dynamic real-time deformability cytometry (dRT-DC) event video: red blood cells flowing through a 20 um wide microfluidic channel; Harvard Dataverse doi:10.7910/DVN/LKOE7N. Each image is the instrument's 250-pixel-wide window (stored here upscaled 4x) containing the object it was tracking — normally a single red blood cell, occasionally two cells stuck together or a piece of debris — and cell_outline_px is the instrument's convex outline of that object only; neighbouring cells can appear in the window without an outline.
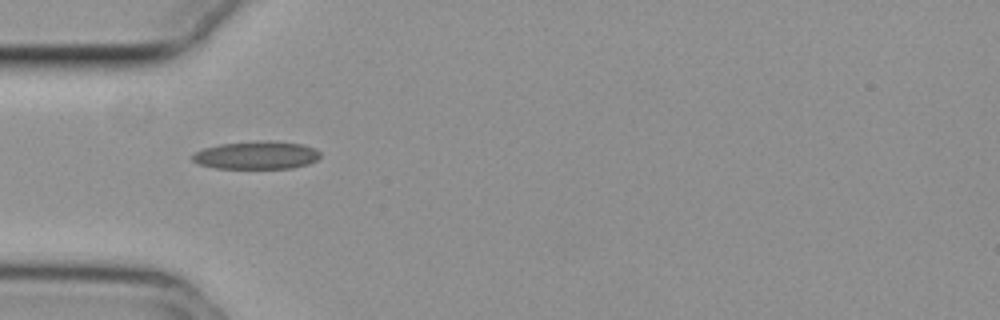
{"species": "common noctule bat (a hibernating species)", "species_latin": "Nyctalus noctula", "temperature_condition": "cold", "stored_images_in_passage": 39, "camera_frame_rate_fps": 3000, "um_per_image_px": 0.085, "animal": {"sex": "female", "body_mass_g": 29.2, "forearm_length_mm": 56.3}, "frame": {"image": 1, "passage_image": 1, "time_ms": 0.0, "image_size_px": [1000, 320], "cell_outline_px": [[320, 156], [316, 160], [308, 164], [292, 168], [216, 168], [196, 164], [192, 160], [192, 156], [196, 152], [204, 148], [220, 144], [256, 140], [268, 140], [304, 144], [316, 148], [320, 152]], "centroid_in_image_um": [21.82, 13.18], "position_along_channel_um": 63.2, "area_um2": 21.04}}
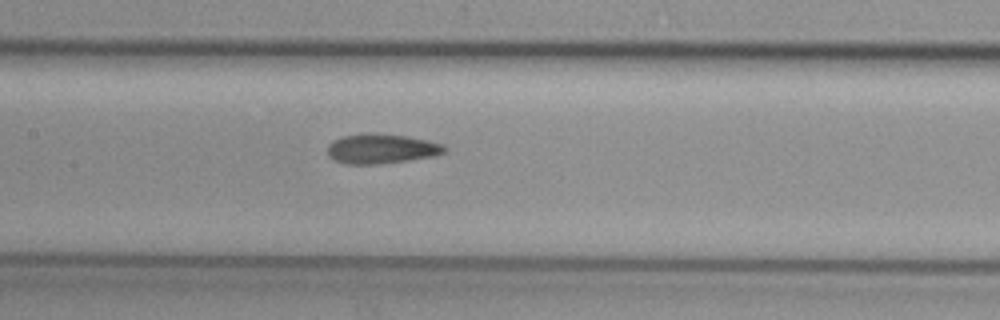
{"frame": {"image": 2, "passage_image": 10, "time_ms": 3.0, "image_size_px": [1000, 320], "cell_outline_px": [[448, 148], [444, 152], [432, 156], [408, 160], [372, 164], [344, 164], [328, 156], [328, 144], [340, 136], [372, 132], [376, 132], [408, 136], [428, 140], [444, 144]], "centroid_in_image_um": [32.41, 12.62], "position_along_channel_um": 175.0, "area_um2": 20.4}}
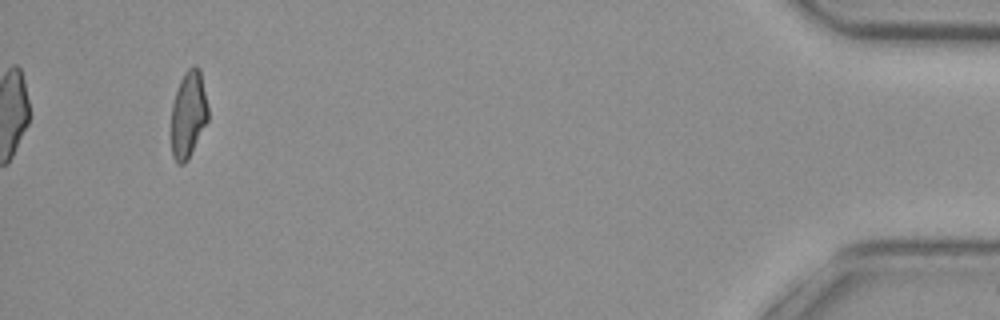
{"frame": {"image": 3, "passage_image": 36, "time_ms": 11.667, "image_size_px": [1000, 320], "cell_outline_px": [[208, 120], [188, 160], [184, 164], [176, 164], [172, 156], [172, 104], [180, 80], [184, 72], [192, 64], [196, 64], [200, 68], [208, 108]], "centroid_in_image_um": [16.02, 9.71], "position_along_channel_um": 419.2, "area_um2": 18.73}, "authors_computed_cell_mechanics": {"area_um2": 19.7676, "velocity_mm_per_s": 3.7557, "shape_relaxation_time_tau1_ms": null, "shape_relaxation_time_tau2_ms": 2.8474, "deformation_change_tau1": null, "deformation_change_tau2": 0.1078}}